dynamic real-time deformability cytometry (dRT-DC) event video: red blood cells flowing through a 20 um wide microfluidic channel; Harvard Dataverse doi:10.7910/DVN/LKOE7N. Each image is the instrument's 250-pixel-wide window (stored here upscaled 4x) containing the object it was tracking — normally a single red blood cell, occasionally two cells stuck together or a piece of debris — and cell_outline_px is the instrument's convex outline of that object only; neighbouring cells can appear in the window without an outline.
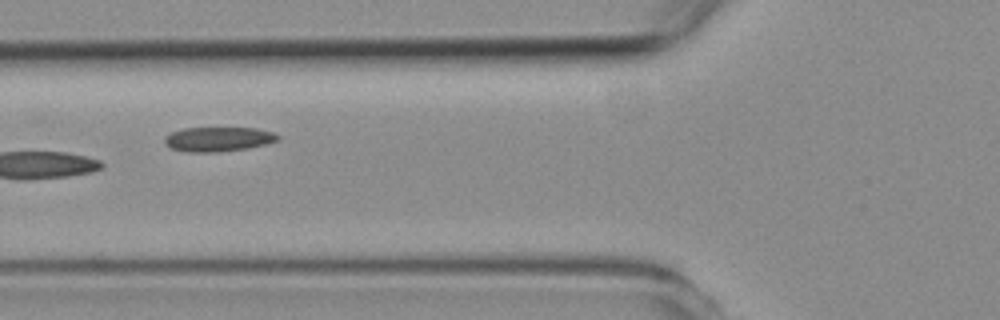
{"species": "common noctule bat (a hibernating species)", "species_latin": "Nyctalus noctula", "temperature_condition": "room temperature", "stored_images_in_passage": 5, "camera_frame_rate_fps": 3000, "um_per_image_px": 0.085, "animal": {"sex": "female", "body_mass_g": 19.3, "forearm_length_mm": 54.1}, "frame": {"image": 1, "passage_image": 5, "time_ms": 5.0, "image_size_px": [1000, 320], "cell_outline_px": [[280, 140], [264, 144], [244, 148], [212, 152], [188, 152], [172, 148], [164, 140], [164, 136], [172, 132], [184, 128], [256, 128], [272, 132], [280, 136]], "centroid_in_image_um": [18.55, 11.81], "position_along_channel_um": 107.2, "area_um2": 15.84}}